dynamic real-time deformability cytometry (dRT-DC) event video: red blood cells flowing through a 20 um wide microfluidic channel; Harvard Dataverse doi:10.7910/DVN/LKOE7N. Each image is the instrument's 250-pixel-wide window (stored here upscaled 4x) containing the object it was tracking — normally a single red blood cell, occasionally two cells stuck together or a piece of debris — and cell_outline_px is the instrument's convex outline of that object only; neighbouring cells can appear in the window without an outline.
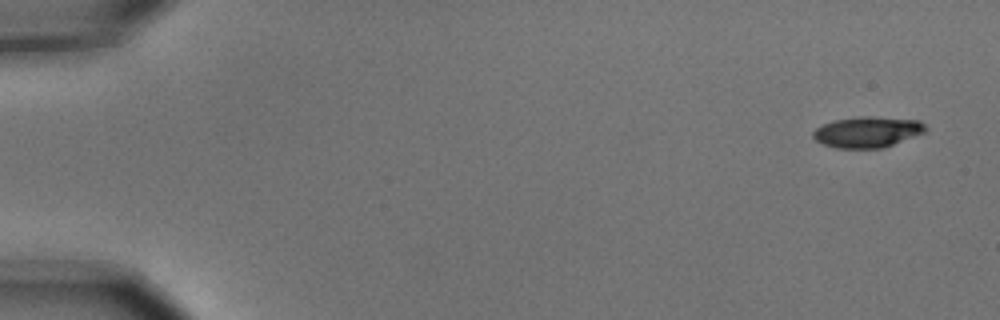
{"species": "common noctule bat (a hibernating species)", "species_latin": "Nyctalus noctula", "temperature_condition": "cold", "stored_images_in_passage": 4, "camera_frame_rate_fps": 3000, "um_per_image_px": 0.085, "animal": {"sex": "male", "body_mass_g": 15.6}, "frame": {"image": 1, "passage_image": 1, "time_ms": 0.0, "image_size_px": [1000, 320], "cell_outline_px": [[928, 128], [924, 132], [892, 144], [880, 148], [836, 148], [824, 144], [816, 140], [812, 136], [812, 132], [816, 128], [824, 124], [836, 120], [860, 116], [872, 116], [920, 120]], "centroid_in_image_um": [73.72, 11.21], "position_along_channel_um": 11.3, "area_um2": 20.0}}
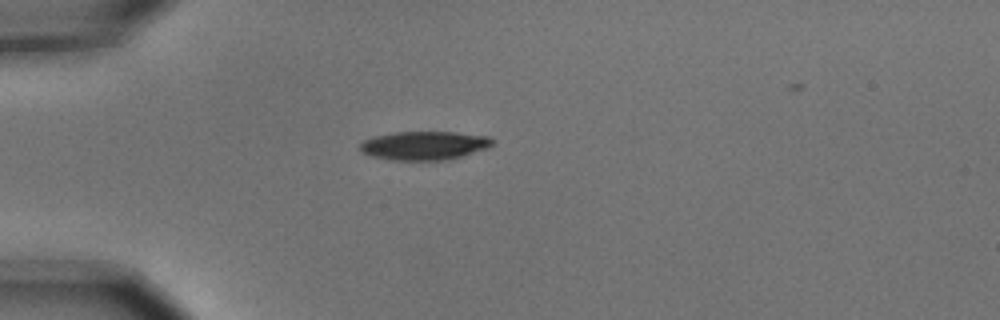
{"frame": {"image": 2, "passage_image": 4, "time_ms": 1.0, "image_size_px": [1000, 320], "cell_outline_px": [[496, 140], [488, 148], [460, 156], [444, 160], [388, 160], [372, 156], [360, 152], [360, 144], [364, 140], [376, 136], [396, 132], [456, 132], [488, 136]], "centroid_in_image_um": [36.06, 12.37], "position_along_channel_um": 48.9, "area_um2": 22.08}}